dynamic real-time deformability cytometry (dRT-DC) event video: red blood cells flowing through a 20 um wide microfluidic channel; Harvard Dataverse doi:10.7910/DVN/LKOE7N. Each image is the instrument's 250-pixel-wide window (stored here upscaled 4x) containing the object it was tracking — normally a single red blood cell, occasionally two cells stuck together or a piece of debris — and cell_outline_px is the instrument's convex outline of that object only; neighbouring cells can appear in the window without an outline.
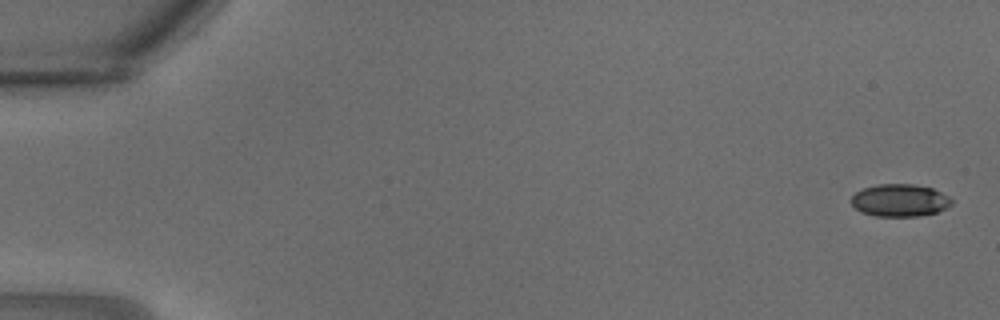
{"species": "common noctule bat (a hibernating species)", "species_latin": "Nyctalus noctula", "temperature_condition": "warm", "stored_images_in_passage": 31, "camera_frame_rate_fps": 3000, "um_per_image_px": 0.085, "animal": {"sex": "male", "body_mass_g": 18.8}, "frame": {"image": 1, "passage_image": 1, "time_ms": 0.0, "image_size_px": [1000, 320], "cell_outline_px": [[952, 204], [936, 212], [920, 216], [876, 216], [860, 212], [852, 204], [852, 196], [856, 192], [864, 188], [876, 184], [912, 184], [932, 188], [948, 196], [952, 200]], "centroid_in_image_um": [76.47, 17.03], "position_along_channel_um": 8.5, "area_um2": 18.84}}
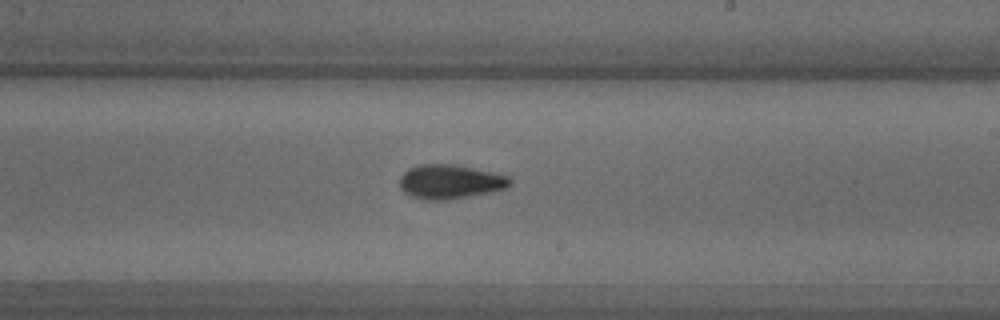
{"frame": {"image": 2, "passage_image": 19, "time_ms": 6.0, "image_size_px": [1000, 320], "cell_outline_px": [[512, 184], [504, 188], [492, 192], [448, 200], [424, 200], [412, 196], [404, 192], [400, 188], [400, 176], [408, 168], [420, 164], [452, 164], [472, 168], [508, 176], [512, 180]], "centroid_in_image_um": [38.23, 15.45], "position_along_channel_um": 250.8, "area_um2": 21.96}}
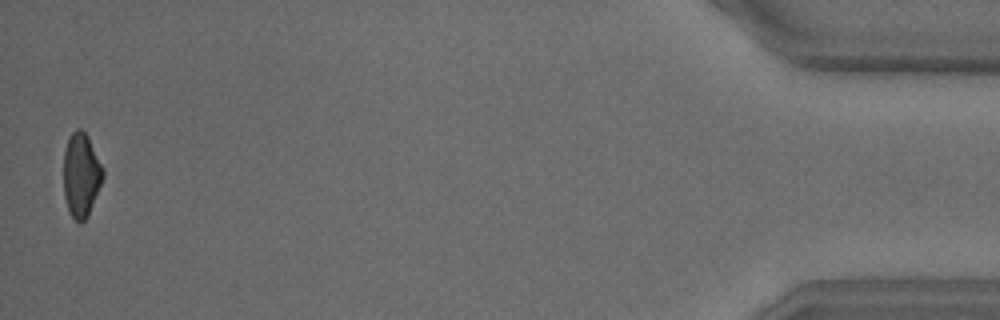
{"frame": {"image": 3, "passage_image": 31, "time_ms": 10.0, "image_size_px": [1000, 320], "cell_outline_px": [[104, 176], [88, 216], [80, 224], [68, 212], [64, 196], [64, 148], [72, 132], [76, 128], [80, 128], [88, 136], [104, 168]], "centroid_in_image_um": [6.9, 14.87], "position_along_channel_um": 428.3, "area_um2": 19.42}}